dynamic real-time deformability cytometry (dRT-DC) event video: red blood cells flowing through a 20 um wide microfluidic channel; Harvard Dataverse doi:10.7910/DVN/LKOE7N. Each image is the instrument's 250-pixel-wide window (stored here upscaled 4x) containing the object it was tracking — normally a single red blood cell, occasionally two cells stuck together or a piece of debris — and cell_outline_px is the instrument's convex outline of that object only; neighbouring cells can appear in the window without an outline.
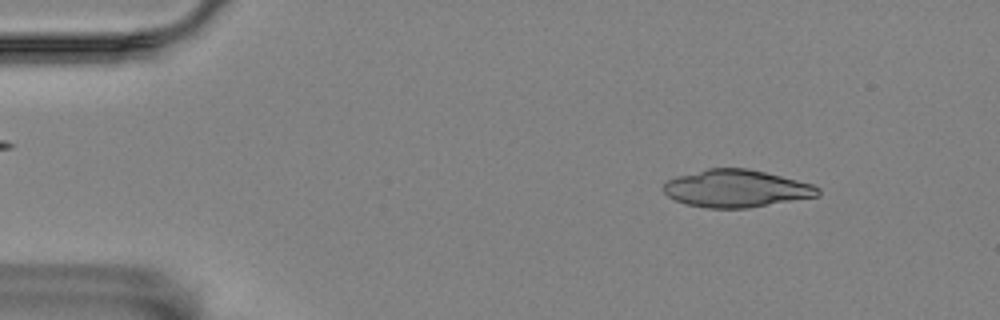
{"species": "Egyptian fruit bat (a non-hibernating species)", "species_latin": "Rousettus aegyptiacus", "temperature_condition": "room temperature", "stored_images_in_passage": 10, "camera_frame_rate_fps": 3000, "um_per_image_px": 0.085, "animal": {"sex": "female"}, "frame": {"image": 1, "passage_image": 1, "time_ms": 0.0, "image_size_px": [1000, 320], "cell_outline_px": [[820, 196], [748, 208], [708, 208], [688, 204], [676, 200], [668, 196], [664, 192], [664, 184], [668, 180], [676, 176], [708, 168], [748, 168], [812, 184], [820, 188]], "centroid_in_image_um": [62.6, 16.02], "position_along_channel_um": 22.4, "area_um2": 33.52}}